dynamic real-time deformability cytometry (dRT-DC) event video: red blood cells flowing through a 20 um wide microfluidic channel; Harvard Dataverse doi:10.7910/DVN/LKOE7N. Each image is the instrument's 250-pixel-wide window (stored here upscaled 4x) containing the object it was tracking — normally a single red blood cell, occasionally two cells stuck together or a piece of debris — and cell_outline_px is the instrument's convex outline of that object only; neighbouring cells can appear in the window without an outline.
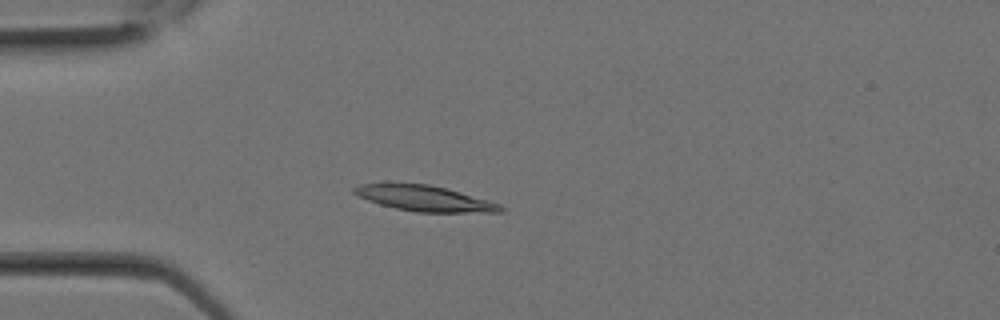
{"species": "Egyptian fruit bat (a non-hibernating species)", "species_latin": "Rousettus aegyptiacus", "temperature_condition": "room temperature", "stored_images_in_passage": 11, "camera_frame_rate_fps": 3000, "um_per_image_px": 0.085, "animal": {"sex": "female"}, "frame": {"image": 1, "passage_image": 7, "time_ms": 2.0, "image_size_px": [1000, 320], "cell_outline_px": [[508, 208], [504, 212], [416, 212], [396, 208], [380, 204], [368, 200], [352, 192], [352, 188], [360, 184], [428, 184], [460, 192], [488, 200], [500, 204]], "centroid_in_image_um": [36.15, 16.88], "position_along_channel_um": 48.9, "area_um2": 21.5}}
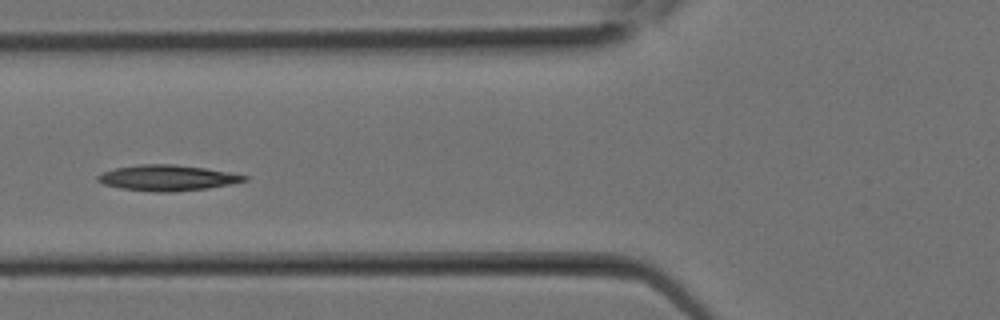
{"frame": {"image": 2, "passage_image": 10, "time_ms": 3.0, "image_size_px": [1000, 320], "cell_outline_px": [[248, 180], [232, 184], [208, 188], [172, 192], [156, 192], [120, 188], [104, 184], [96, 180], [96, 176], [104, 172], [116, 168], [136, 164], [176, 164], [204, 168], [228, 172], [248, 176]], "centroid_in_image_um": [14.22, 15.12], "position_along_channel_um": 111.6, "area_um2": 21.96}}